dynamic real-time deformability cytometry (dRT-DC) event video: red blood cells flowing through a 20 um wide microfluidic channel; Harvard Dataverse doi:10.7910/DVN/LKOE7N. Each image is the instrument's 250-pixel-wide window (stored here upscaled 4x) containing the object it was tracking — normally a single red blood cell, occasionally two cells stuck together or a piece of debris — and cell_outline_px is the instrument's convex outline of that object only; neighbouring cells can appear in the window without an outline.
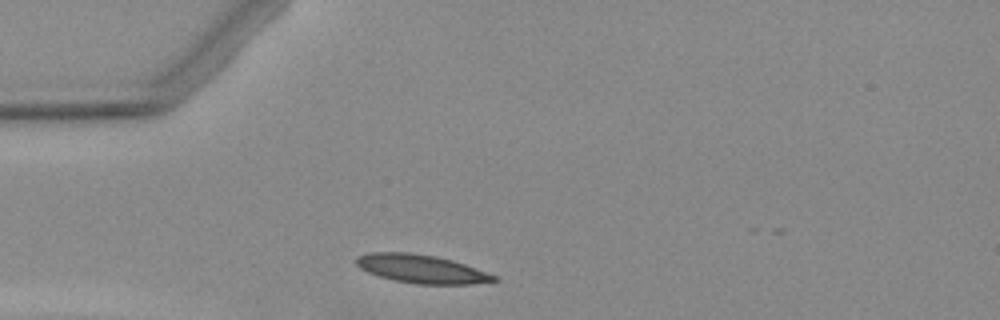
{"species": "Egyptian fruit bat (a non-hibernating species)", "species_latin": "Rousettus aegyptiacus", "temperature_condition": "warm", "stored_images_in_passage": 1, "camera_frame_rate_fps": 3000, "um_per_image_px": 0.085, "animal": {"sex": "female"}, "frame": {"image": 1, "passage_image": 1, "time_ms": 0.0, "image_size_px": [1000, 320], "cell_outline_px": [[500, 280], [472, 284], [416, 284], [392, 280], [368, 272], [360, 268], [356, 264], [356, 256], [368, 252], [408, 252], [436, 256], [452, 260], [476, 268], [496, 276]], "centroid_in_image_um": [35.79, 22.85], "position_along_channel_um": 49.2, "area_um2": 22.83}}